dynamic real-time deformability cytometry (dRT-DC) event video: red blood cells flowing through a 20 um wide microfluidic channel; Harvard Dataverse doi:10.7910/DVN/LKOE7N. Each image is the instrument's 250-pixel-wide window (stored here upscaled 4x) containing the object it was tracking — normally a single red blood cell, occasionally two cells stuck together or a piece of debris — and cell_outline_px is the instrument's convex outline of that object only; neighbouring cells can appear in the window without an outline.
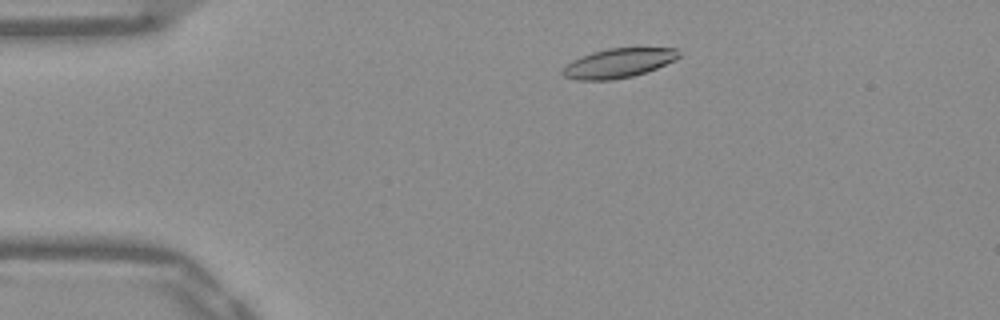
{"species": "Egyptian fruit bat (a non-hibernating species)", "species_latin": "Rousettus aegyptiacus", "temperature_condition": "warm", "stored_images_in_passage": 45, "camera_frame_rate_fps": 3000, "um_per_image_px": 0.085, "frame": {"image": 1, "passage_image": 3, "time_ms": 0.667, "image_size_px": [1000, 320], "cell_outline_px": [[680, 56], [676, 60], [656, 68], [632, 76], [612, 80], [576, 80], [564, 76], [560, 72], [572, 60], [592, 52], [608, 48], [680, 48]], "centroid_in_image_um": [52.58, 5.36], "position_along_channel_um": 32.4, "area_um2": 19.83}}
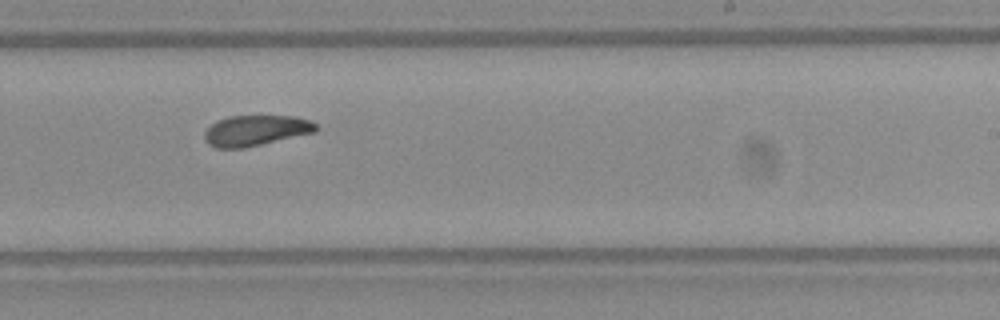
{"frame": {"image": 2, "passage_image": 25, "time_ms": 8.0, "image_size_px": [1000, 320], "cell_outline_px": [[320, 128], [316, 132], [244, 148], [216, 148], [208, 144], [204, 140], [204, 132], [216, 120], [228, 116], [296, 116], [312, 120]], "centroid_in_image_um": [21.76, 11.09], "position_along_channel_um": 267.2, "area_um2": 20.11}}
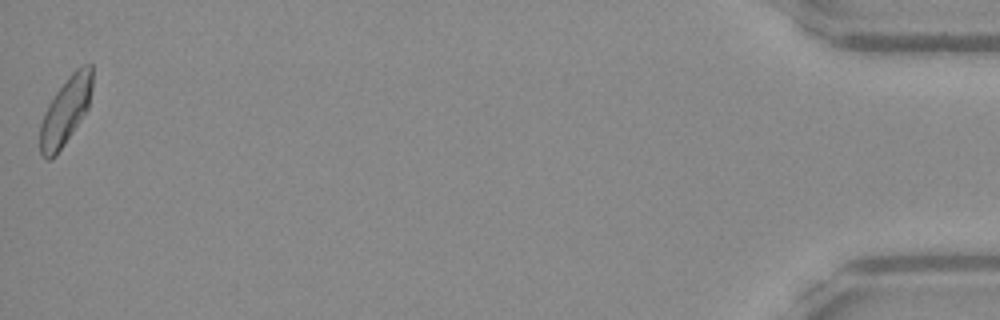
{"frame": {"image": 3, "passage_image": 45, "time_ms": 14.667, "image_size_px": [1000, 320], "cell_outline_px": [[92, 88], [88, 108], [56, 156], [48, 160], [44, 160], [40, 156], [40, 124], [44, 112], [48, 104], [56, 92], [72, 72], [76, 68], [84, 64], [92, 64]], "centroid_in_image_um": [5.55, 9.45], "position_along_channel_um": 429.6, "area_um2": 20.46}, "authors_computed_cell_mechanics": {"area_um2": 20.4034, "velocity_mm_per_s": 3.8655, "shape_relaxation_time_tau1_ms": 6.4172, "shape_relaxation_time_tau2_ms": 6.2087, "deformation_change_tau1": 0.1496, "deformation_change_tau2": 0.1374}}